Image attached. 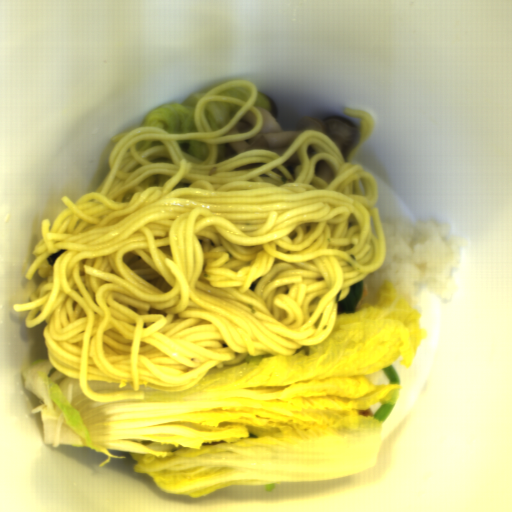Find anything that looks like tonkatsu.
Returning <instances> with one entry per match:
<instances>
[{
    "label": "tonkatsu",
    "instance_id": "2",
    "mask_svg": "<svg viewBox=\"0 0 512 512\" xmlns=\"http://www.w3.org/2000/svg\"><path fill=\"white\" fill-rule=\"evenodd\" d=\"M358 414L361 417H373L374 418V414H373L371 407L369 409L359 410Z\"/></svg>",
    "mask_w": 512,
    "mask_h": 512
},
{
    "label": "tonkatsu",
    "instance_id": "1",
    "mask_svg": "<svg viewBox=\"0 0 512 512\" xmlns=\"http://www.w3.org/2000/svg\"><path fill=\"white\" fill-rule=\"evenodd\" d=\"M368 288H369V285H367L365 283L362 284V293H361V296H360V299H359V302H358L356 308H360L363 305L365 297L368 293Z\"/></svg>",
    "mask_w": 512,
    "mask_h": 512
}]
</instances>
